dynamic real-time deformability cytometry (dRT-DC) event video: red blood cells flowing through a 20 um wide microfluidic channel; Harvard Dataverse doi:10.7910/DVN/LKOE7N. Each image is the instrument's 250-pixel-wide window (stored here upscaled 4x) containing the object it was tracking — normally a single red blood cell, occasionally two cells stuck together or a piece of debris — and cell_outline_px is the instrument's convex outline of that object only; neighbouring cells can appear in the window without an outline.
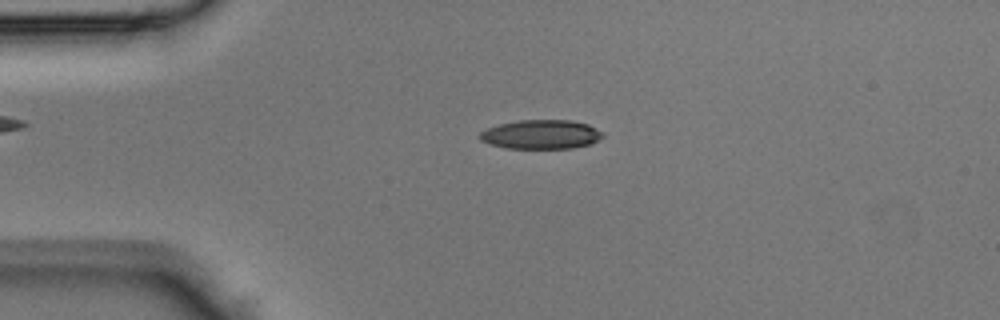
{"species": "Egyptian fruit bat (a non-hibernating species)", "species_latin": "Rousettus aegyptiacus", "temperature_condition": "room temperature", "stored_images_in_passage": 43, "camera_frame_rate_fps": 3000, "um_per_image_px": 0.085, "animal": {"sex": "male"}, "frame": {"image": 1, "passage_image": 9, "time_ms": 2.667, "image_size_px": [1000, 320], "cell_outline_px": [[604, 136], [588, 144], [572, 148], [508, 148], [492, 144], [480, 140], [480, 132], [488, 128], [500, 124], [520, 120], [572, 120], [588, 124], [604, 132]], "centroid_in_image_um": [46.02, 11.41], "position_along_channel_um": 39.0, "area_um2": 20.63}}
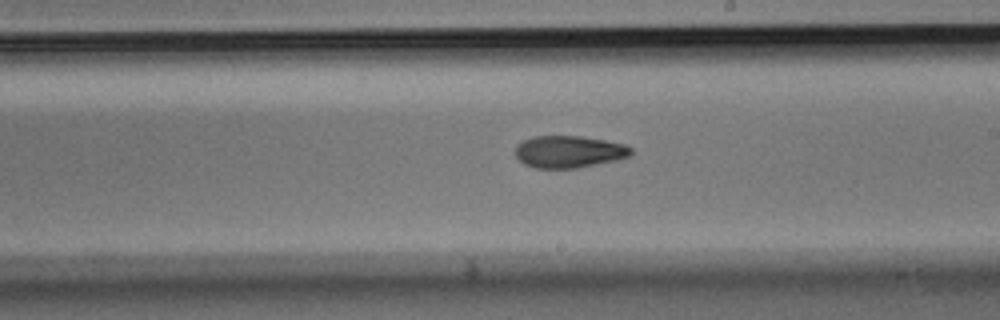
{"frame": {"image": 2, "passage_image": 24, "time_ms": 7.667, "image_size_px": [1000, 320], "cell_outline_px": [[632, 156], [616, 160], [576, 168], [536, 168], [524, 164], [516, 156], [516, 144], [532, 136], [580, 136], [604, 140], [624, 144], [632, 148]], "centroid_in_image_um": [48.36, 12.89], "position_along_channel_um": 240.6, "area_um2": 21.62}}
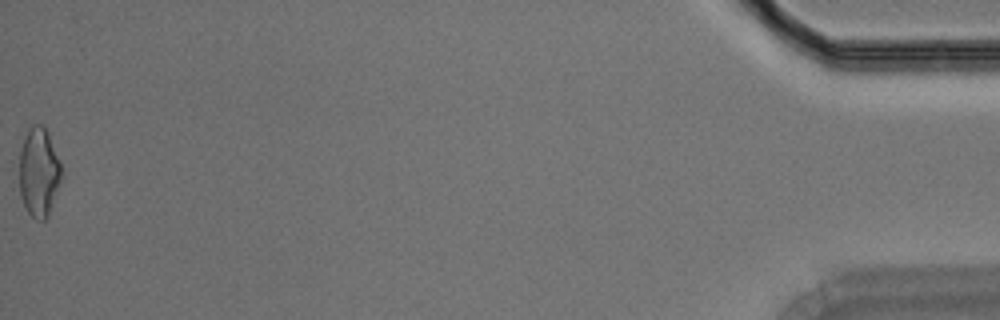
{"frame": {"image": 3, "passage_image": 43, "time_ms": 14.0, "image_size_px": [1000, 320], "cell_outline_px": [[64, 172], [48, 216], [44, 220], [36, 220], [28, 212], [20, 196], [20, 148], [24, 136], [28, 128], [32, 124], [44, 124], [48, 132]], "centroid_in_image_um": [3.32, 14.6], "position_along_channel_um": 431.9, "area_um2": 22.14}}